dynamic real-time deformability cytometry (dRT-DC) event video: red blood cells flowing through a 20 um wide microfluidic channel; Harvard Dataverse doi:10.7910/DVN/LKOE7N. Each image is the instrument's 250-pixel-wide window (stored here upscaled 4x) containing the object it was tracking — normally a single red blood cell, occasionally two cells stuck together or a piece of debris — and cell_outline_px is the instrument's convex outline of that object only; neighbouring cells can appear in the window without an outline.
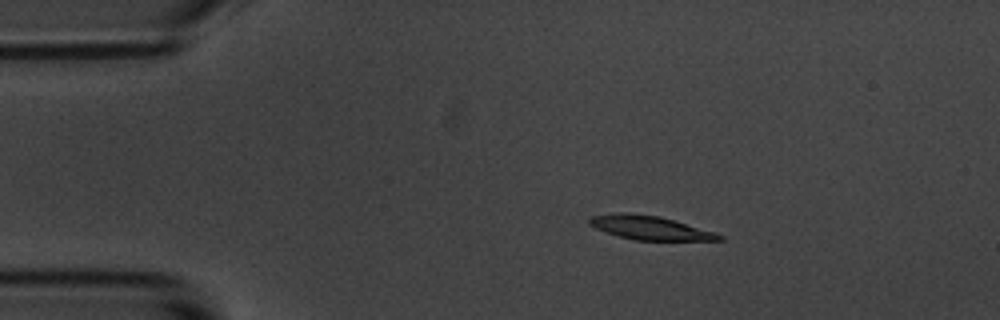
{"species": "common noctule bat (a hibernating species)", "species_latin": "Nyctalus noctula", "temperature_condition": "room temperature", "stored_images_in_passage": 44, "camera_frame_rate_fps": 3000, "um_per_image_px": 0.085, "animal": {"sex": "male", "body_mass_g": 20.1, "forearm_length_mm": 53.5}, "frame": {"image": 1, "passage_image": 1, "time_ms": 0.0, "image_size_px": [1000, 320], "cell_outline_px": [[724, 240], [632, 240], [596, 228], [588, 224], [588, 220], [592, 216], [620, 212], [628, 212], [660, 216], [716, 232], [724, 236]], "centroid_in_image_um": [55.27, 19.35], "position_along_channel_um": 29.7, "area_um2": 17.98}}
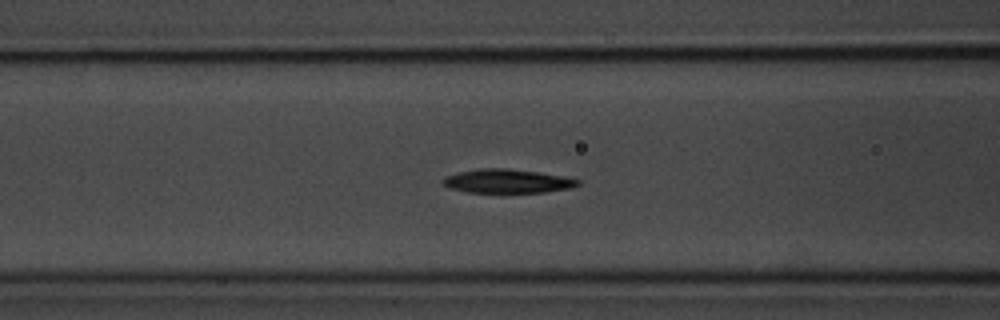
{"frame": {"image": 2, "passage_image": 13, "time_ms": 4.0, "image_size_px": [1000, 320], "cell_outline_px": [[580, 184], [572, 188], [544, 192], [468, 192], [452, 188], [440, 184], [444, 176], [456, 172], [480, 168], [508, 168], [540, 172], [568, 176], [580, 180]], "centroid_in_image_um": [43.14, 15.38], "position_along_channel_um": 123.5, "area_um2": 19.02}}
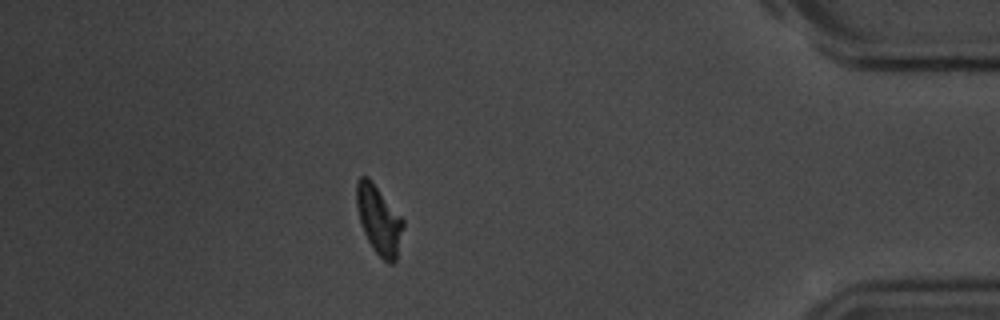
{"frame": {"image": 3, "passage_image": 40, "time_ms": 13.0, "image_size_px": [1000, 320], "cell_outline_px": [[404, 224], [396, 260], [392, 264], [388, 264], [372, 248], [364, 232], [356, 208], [356, 180], [360, 176], [368, 176], [372, 180], [404, 220]], "centroid_in_image_um": [32.19, 18.66], "position_along_channel_um": 403.0, "area_um2": 18.67}, "authors_computed_cell_mechanics": {"area_um2": 19.0162, "velocity_mm_per_s": 3.6004, "shape_relaxation_time_tau1_ms": 2.7743, "shape_relaxation_time_tau2_ms": null, "deformation_change_tau1": 0.1168, "deformation_change_tau2": null}}